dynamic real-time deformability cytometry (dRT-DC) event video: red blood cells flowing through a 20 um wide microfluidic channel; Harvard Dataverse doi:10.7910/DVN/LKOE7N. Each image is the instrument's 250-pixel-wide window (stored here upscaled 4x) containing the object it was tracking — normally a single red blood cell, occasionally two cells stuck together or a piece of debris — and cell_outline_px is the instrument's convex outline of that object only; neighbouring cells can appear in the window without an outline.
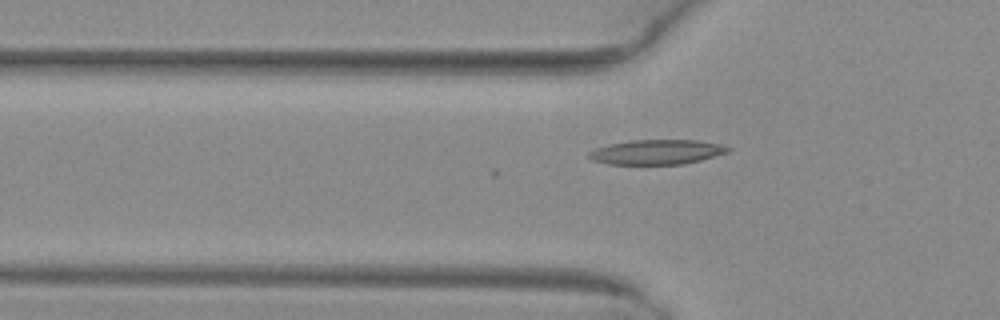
{"species": "common noctule bat (a hibernating species)", "species_latin": "Nyctalus noctula", "temperature_condition": "warm", "stored_images_in_passage": 43, "camera_frame_rate_fps": 3000, "um_per_image_px": 0.085, "animal": {"sex": "female", "body_mass_g": 29.2, "forearm_length_mm": 56.3}, "frame": {"image": 1, "passage_image": 18, "time_ms": 5.667, "image_size_px": [1000, 320], "cell_outline_px": [[732, 148], [728, 152], [700, 160], [684, 164], [608, 164], [592, 160], [588, 156], [588, 152], [596, 148], [608, 144], [632, 140], [696, 140], [720, 144]], "centroid_in_image_um": [55.81, 12.92], "position_along_channel_um": 70.0, "area_um2": 20.0}}
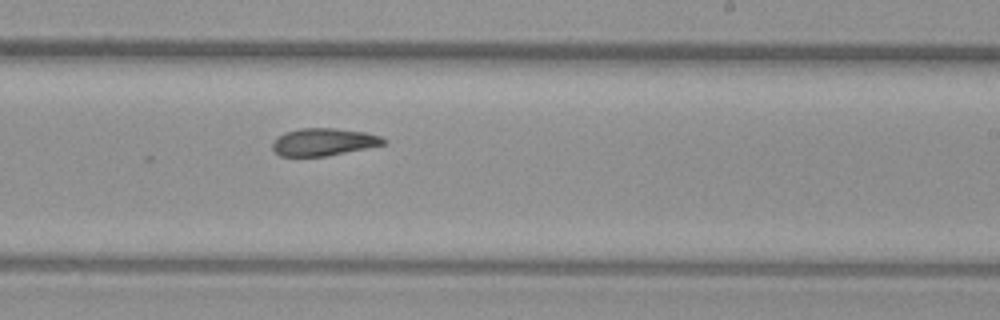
{"frame": {"image": 2, "passage_image": 32, "time_ms": 10.333, "image_size_px": [1000, 320], "cell_outline_px": [[388, 140], [384, 144], [324, 156], [280, 156], [272, 148], [272, 144], [276, 136], [284, 132], [300, 128], [336, 128], [364, 132], [380, 136]], "centroid_in_image_um": [27.46, 12.05], "position_along_channel_um": 261.5, "area_um2": 17.63}}
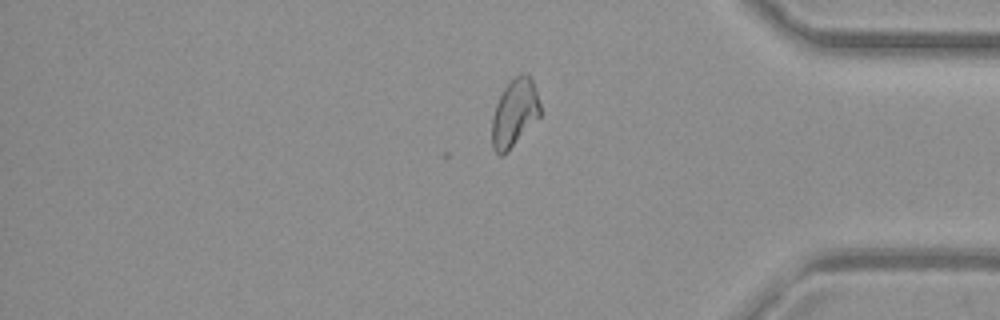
{"frame": {"image": 3, "passage_image": 43, "time_ms": 14.0, "image_size_px": [1000, 320], "cell_outline_px": [[540, 116], [508, 152], [500, 156], [492, 148], [492, 116], [496, 104], [504, 88], [516, 76], [528, 72], [532, 80], [540, 104]], "centroid_in_image_um": [43.73, 9.63], "position_along_channel_um": 391.5, "area_um2": 18.9}, "authors_computed_cell_mechanics": {"area_um2": 18.9006, "velocity_mm_per_s": 4.108, "shape_relaxation_time_tau1_ms": null, "shape_relaxation_time_tau2_ms": 4.4976, "deformation_change_tau1": null, "deformation_change_tau2": 0.1106}}